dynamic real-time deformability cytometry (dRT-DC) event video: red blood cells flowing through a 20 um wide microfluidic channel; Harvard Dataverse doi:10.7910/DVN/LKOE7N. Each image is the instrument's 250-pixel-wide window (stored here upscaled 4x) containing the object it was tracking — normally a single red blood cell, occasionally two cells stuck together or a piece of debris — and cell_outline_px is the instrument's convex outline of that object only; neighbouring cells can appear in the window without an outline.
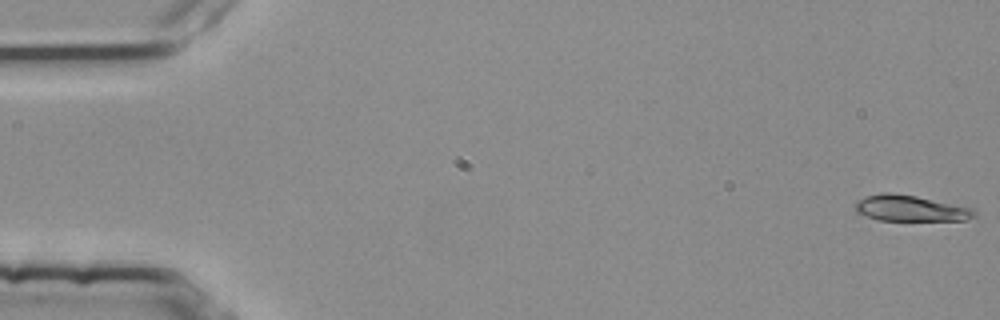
{"species": "common noctule bat (a hibernating species)", "species_latin": "Nyctalus noctula", "temperature_condition": "room temperature", "stored_images_in_passage": 4, "camera_frame_rate_fps": 3000, "um_per_image_px": 0.085, "animal": {"sex": "female", "body_mass_g": 25.1}, "frame": {"image": 1, "passage_image": 1, "time_ms": 0.0, "image_size_px": [1000, 320], "cell_outline_px": [[976, 216], [964, 220], [880, 220], [856, 212], [852, 204], [856, 200], [864, 196], [884, 192], [888, 192], [916, 196], [968, 204], [976, 208]], "centroid_in_image_um": [77.48, 17.68], "position_along_channel_um": 7.5, "area_um2": 18.73}}
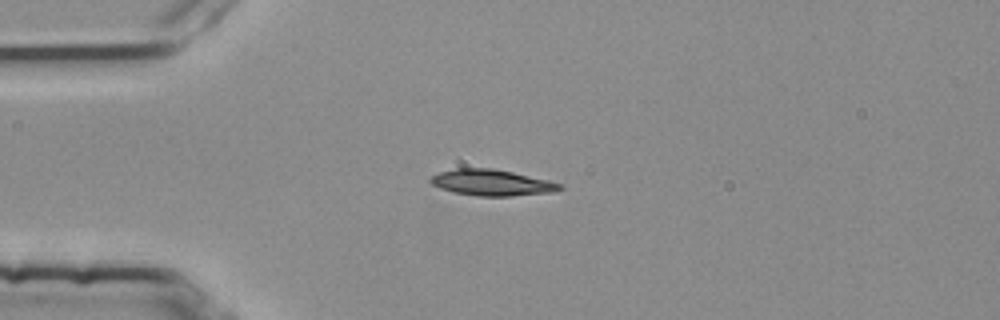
{"frame": {"image": 2, "passage_image": 4, "time_ms": 1.0, "image_size_px": [1000, 320], "cell_outline_px": [[564, 188], [556, 192], [512, 196], [480, 196], [456, 192], [440, 188], [432, 184], [428, 180], [432, 176], [440, 172], [456, 168], [492, 168], [512, 172], [548, 180], [560, 184]], "centroid_in_image_um": [41.82, 15.52], "position_along_channel_um": 43.2, "area_um2": 19.54}}